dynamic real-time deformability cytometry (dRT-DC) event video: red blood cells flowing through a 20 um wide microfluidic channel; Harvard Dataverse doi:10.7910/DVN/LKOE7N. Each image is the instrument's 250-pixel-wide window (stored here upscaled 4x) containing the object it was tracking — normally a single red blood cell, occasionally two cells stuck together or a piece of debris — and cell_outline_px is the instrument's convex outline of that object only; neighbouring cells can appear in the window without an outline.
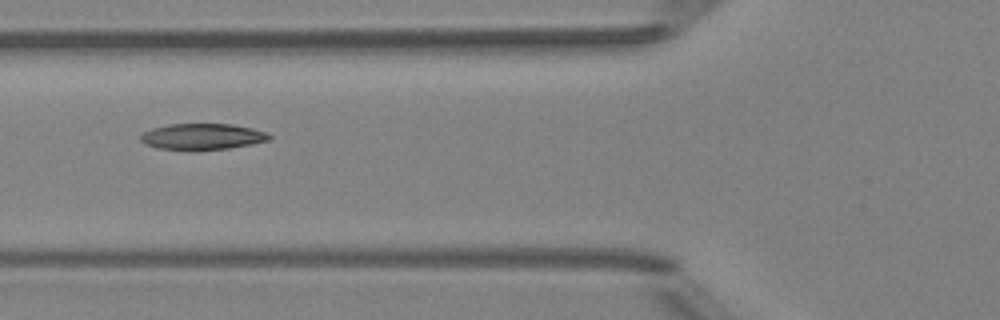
{"species": "Egyptian fruit bat (a non-hibernating species)", "species_latin": "Rousettus aegyptiacus", "temperature_condition": "room temperature", "stored_images_in_passage": 26, "camera_frame_rate_fps": 3000, "um_per_image_px": 0.085, "animal": {"sex": "female"}, "frame": {"image": 1, "passage_image": 9, "time_ms": 2.667, "image_size_px": [1000, 320], "cell_outline_px": [[264, 136], [256, 140], [240, 144], [212, 148], [176, 148], [188, 124], [216, 124], [240, 128]], "centroid_in_image_um": [18.25, 11.59], "position_along_channel_um": 107.6, "area_um2": 10.81}}
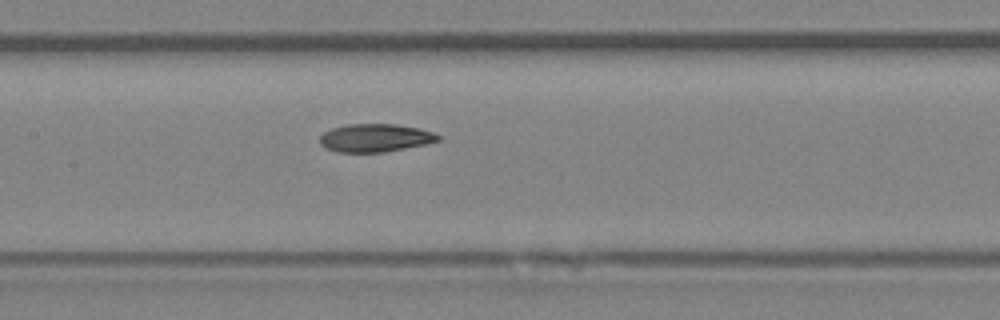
{"frame": {"image": 2, "passage_image": 14, "time_ms": 4.333, "image_size_px": [1000, 320], "cell_outline_px": [[436, 136], [432, 140], [392, 148], [340, 148], [352, 128], [408, 128], [424, 132]], "centroid_in_image_um": [32.67, 11.72], "position_along_channel_um": 174.7, "area_um2": 10.81}}